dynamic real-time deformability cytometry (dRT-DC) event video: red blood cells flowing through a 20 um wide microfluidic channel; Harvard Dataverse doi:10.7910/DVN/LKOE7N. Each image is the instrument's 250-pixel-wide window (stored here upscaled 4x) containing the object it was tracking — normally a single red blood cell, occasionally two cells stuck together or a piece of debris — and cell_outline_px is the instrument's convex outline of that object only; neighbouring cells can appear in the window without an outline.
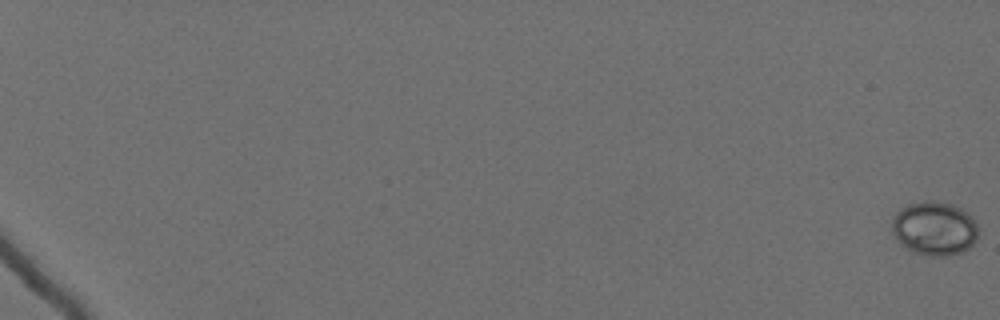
{"species": "Egyptian fruit bat (a non-hibernating species)", "species_latin": "Rousettus aegyptiacus", "temperature_condition": "cold", "stored_images_in_passage": 64, "camera_frame_rate_fps": 3000, "um_per_image_px": 0.085, "animal": {"sex": "female"}, "frame": {"image": 1, "passage_image": 1, "time_ms": 0.0, "image_size_px": [1000, 320], "cell_outline_px": [[976, 240], [968, 248], [960, 252], [944, 256], [932, 256], [912, 252], [892, 232], [892, 220], [896, 212], [900, 208], [908, 204], [924, 200], [952, 204], [960, 208], [976, 224]], "centroid_in_image_um": [79.39, 19.41], "position_along_channel_um": 5.6, "area_um2": 26.47}}
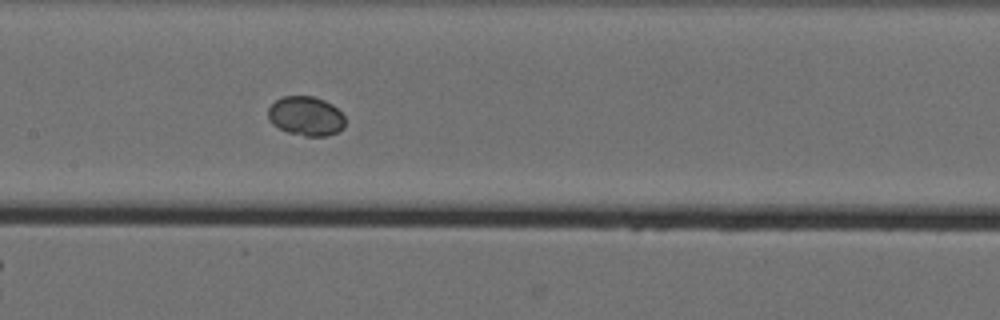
{"frame": {"image": 2, "passage_image": 37, "time_ms": 12.0, "image_size_px": [1000, 320], "cell_outline_px": [[344, 128], [328, 136], [304, 136], [288, 132], [272, 124], [268, 120], [268, 108], [276, 100], [284, 96], [312, 96], [324, 100], [332, 104], [344, 116]], "centroid_in_image_um": [25.99, 9.87], "position_along_channel_um": 181.4, "area_um2": 17.63}}
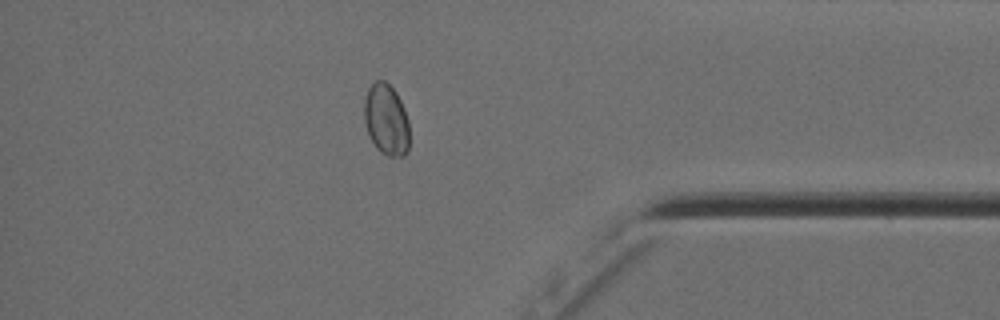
{"frame": {"image": 3, "passage_image": 57, "time_ms": 18.667, "image_size_px": [1000, 320], "cell_outline_px": [[408, 152], [404, 156], [388, 156], [380, 152], [376, 148], [368, 132], [364, 120], [364, 96], [368, 88], [376, 80], [384, 80], [396, 92], [404, 108], [408, 120]], "centroid_in_image_um": [32.82, 10.16], "position_along_channel_um": 402.4, "area_um2": 18.79}}